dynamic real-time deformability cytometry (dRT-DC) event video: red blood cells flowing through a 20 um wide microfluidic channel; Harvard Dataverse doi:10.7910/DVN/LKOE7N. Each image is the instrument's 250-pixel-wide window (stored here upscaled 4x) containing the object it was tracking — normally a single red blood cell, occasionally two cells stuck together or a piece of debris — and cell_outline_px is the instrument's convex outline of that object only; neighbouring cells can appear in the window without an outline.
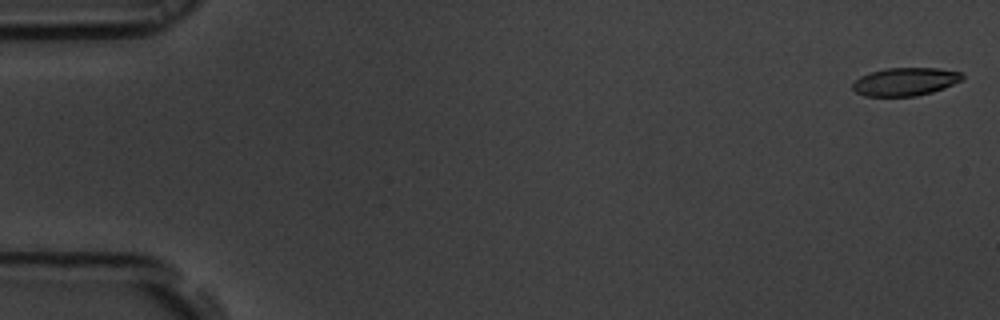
{"species": "common noctule bat (a hibernating species)", "species_latin": "Nyctalus noctula", "temperature_condition": "room temperature", "stored_images_in_passage": 55, "camera_frame_rate_fps": 3000, "um_per_image_px": 0.085, "animal": {"sex": "male", "body_mass_g": 19.5, "forearm_length_mm": 54.6}, "frame": {"image": 1, "passage_image": 1, "time_ms": 0.0, "image_size_px": [1000, 320], "cell_outline_px": [[964, 76], [960, 80], [944, 88], [932, 92], [916, 96], [864, 96], [856, 92], [852, 88], [852, 84], [860, 76], [868, 72], [884, 68], [940, 68], [960, 72]], "centroid_in_image_um": [76.9, 6.93], "position_along_channel_um": 8.1, "area_um2": 17.98}}
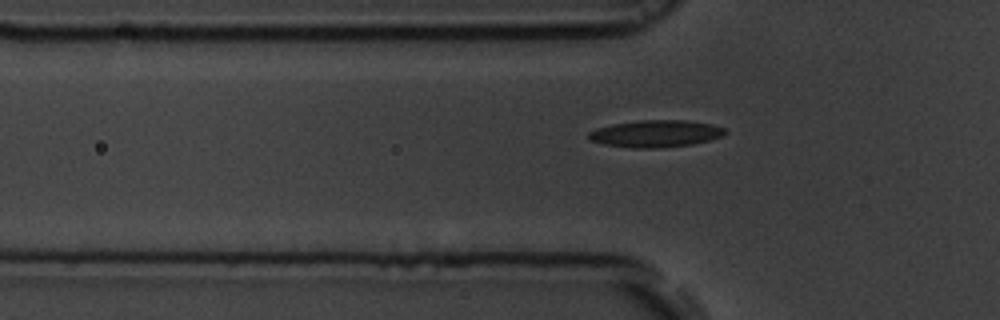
{"frame": {"image": 2, "passage_image": 18, "time_ms": 5.667, "image_size_px": [1000, 320], "cell_outline_px": [[728, 132], [720, 136], [708, 140], [692, 144], [656, 148], [632, 148], [604, 144], [592, 140], [588, 136], [588, 132], [596, 128], [612, 124], [640, 120], [688, 120], [712, 124], [724, 128]], "centroid_in_image_um": [55.73, 11.35], "position_along_channel_um": 70.1, "area_um2": 21.39}}
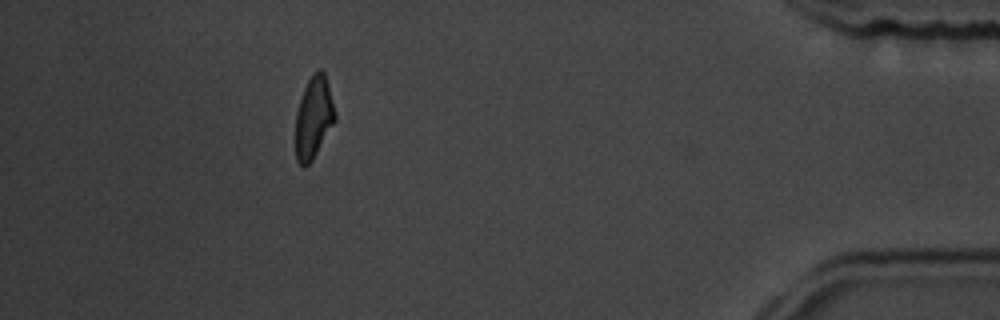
{"frame": {"image": 3, "passage_image": 50, "time_ms": 16.333, "image_size_px": [1000, 320], "cell_outline_px": [[336, 120], [312, 160], [304, 168], [296, 160], [296, 112], [304, 88], [312, 72], [316, 68], [320, 68], [324, 72], [328, 84], [336, 116]], "centroid_in_image_um": [26.66, 9.96], "position_along_channel_um": 408.5, "area_um2": 18.79}, "authors_computed_cell_mechanics": {"area_um2": 19.363, "velocity_mm_per_s": 3.6783, "shape_relaxation_time_tau1_ms": 3.1794, "shape_relaxation_time_tau2_ms": 2.6424, "deformation_change_tau1": 0.1377, "deformation_change_tau2": 0.1131}}